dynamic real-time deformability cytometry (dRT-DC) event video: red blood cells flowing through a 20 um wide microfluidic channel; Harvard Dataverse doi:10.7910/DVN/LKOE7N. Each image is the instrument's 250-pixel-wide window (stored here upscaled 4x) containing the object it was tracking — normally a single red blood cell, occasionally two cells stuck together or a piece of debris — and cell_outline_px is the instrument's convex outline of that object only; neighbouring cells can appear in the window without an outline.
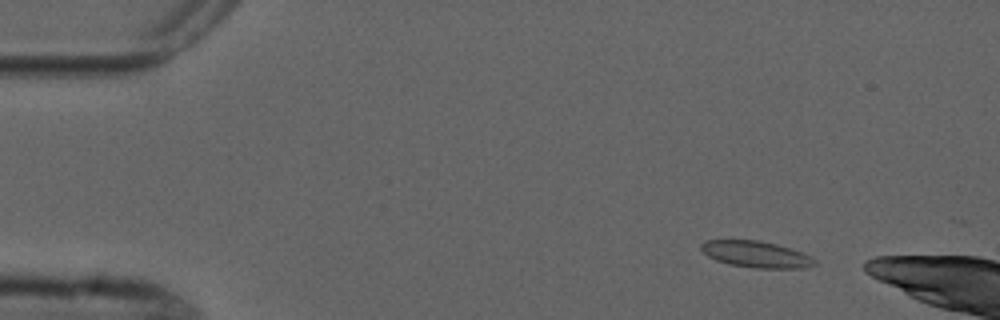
{"species": "common noctule bat (a hibernating species)", "species_latin": "Nyctalus noctula", "temperature_condition": "cold", "stored_images_in_passage": 3, "camera_frame_rate_fps": 3000, "um_per_image_px": 0.085, "animal": {"sex": "male", "forearm_length_mm": 52.5}, "frame": {"image": 1, "passage_image": 1, "time_ms": 0.0, "image_size_px": [1000, 320], "cell_outline_px": [[816, 264], [808, 268], [756, 268], [728, 264], [716, 260], [708, 256], [700, 248], [700, 244], [704, 240], [760, 240], [792, 248], [812, 256], [816, 260]], "centroid_in_image_um": [64.3, 21.61], "position_along_channel_um": 20.7, "area_um2": 17.69}}